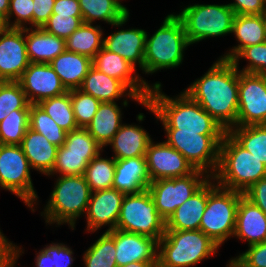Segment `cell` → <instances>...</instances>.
Masks as SVG:
<instances>
[{
  "mask_svg": "<svg viewBox=\"0 0 266 267\" xmlns=\"http://www.w3.org/2000/svg\"><path fill=\"white\" fill-rule=\"evenodd\" d=\"M239 70L231 60L219 58L186 92L228 132L236 127Z\"/></svg>",
  "mask_w": 266,
  "mask_h": 267,
  "instance_id": "1",
  "label": "cell"
},
{
  "mask_svg": "<svg viewBox=\"0 0 266 267\" xmlns=\"http://www.w3.org/2000/svg\"><path fill=\"white\" fill-rule=\"evenodd\" d=\"M161 83L153 84L149 98L141 105L160 120L164 129H178V132H199V134H225L222 126L207 113L186 92L170 97L161 90Z\"/></svg>",
  "mask_w": 266,
  "mask_h": 267,
  "instance_id": "2",
  "label": "cell"
},
{
  "mask_svg": "<svg viewBox=\"0 0 266 267\" xmlns=\"http://www.w3.org/2000/svg\"><path fill=\"white\" fill-rule=\"evenodd\" d=\"M264 177L266 165L226 132L220 144L216 172L211 176L216 184L243 193Z\"/></svg>",
  "mask_w": 266,
  "mask_h": 267,
  "instance_id": "3",
  "label": "cell"
},
{
  "mask_svg": "<svg viewBox=\"0 0 266 267\" xmlns=\"http://www.w3.org/2000/svg\"><path fill=\"white\" fill-rule=\"evenodd\" d=\"M219 247L201 230H165L158 241L157 267L196 266L215 255Z\"/></svg>",
  "mask_w": 266,
  "mask_h": 267,
  "instance_id": "4",
  "label": "cell"
},
{
  "mask_svg": "<svg viewBox=\"0 0 266 267\" xmlns=\"http://www.w3.org/2000/svg\"><path fill=\"white\" fill-rule=\"evenodd\" d=\"M189 45L191 44L182 21L173 13L167 15L160 28L150 38L148 34L146 35L145 74L178 67L182 64L184 50Z\"/></svg>",
  "mask_w": 266,
  "mask_h": 267,
  "instance_id": "5",
  "label": "cell"
},
{
  "mask_svg": "<svg viewBox=\"0 0 266 267\" xmlns=\"http://www.w3.org/2000/svg\"><path fill=\"white\" fill-rule=\"evenodd\" d=\"M41 216L46 224H68L75 229L77 218L84 216L92 194L84 175L59 176Z\"/></svg>",
  "mask_w": 266,
  "mask_h": 267,
  "instance_id": "6",
  "label": "cell"
},
{
  "mask_svg": "<svg viewBox=\"0 0 266 267\" xmlns=\"http://www.w3.org/2000/svg\"><path fill=\"white\" fill-rule=\"evenodd\" d=\"M242 195V192L218 186L212 178L207 181V203L199 230L219 246L234 235L237 207Z\"/></svg>",
  "mask_w": 266,
  "mask_h": 267,
  "instance_id": "7",
  "label": "cell"
},
{
  "mask_svg": "<svg viewBox=\"0 0 266 267\" xmlns=\"http://www.w3.org/2000/svg\"><path fill=\"white\" fill-rule=\"evenodd\" d=\"M175 14L190 44L232 33L235 12L228 4H194Z\"/></svg>",
  "mask_w": 266,
  "mask_h": 267,
  "instance_id": "8",
  "label": "cell"
},
{
  "mask_svg": "<svg viewBox=\"0 0 266 267\" xmlns=\"http://www.w3.org/2000/svg\"><path fill=\"white\" fill-rule=\"evenodd\" d=\"M116 229L146 235L157 241L161 239L165 233V220L158 214L147 189L124 195Z\"/></svg>",
  "mask_w": 266,
  "mask_h": 267,
  "instance_id": "9",
  "label": "cell"
},
{
  "mask_svg": "<svg viewBox=\"0 0 266 267\" xmlns=\"http://www.w3.org/2000/svg\"><path fill=\"white\" fill-rule=\"evenodd\" d=\"M171 147L178 150L195 169L212 176L219 162V148L225 134H199V132H178L165 129Z\"/></svg>",
  "mask_w": 266,
  "mask_h": 267,
  "instance_id": "10",
  "label": "cell"
},
{
  "mask_svg": "<svg viewBox=\"0 0 266 267\" xmlns=\"http://www.w3.org/2000/svg\"><path fill=\"white\" fill-rule=\"evenodd\" d=\"M31 169L21 145L0 144V188L15 194L34 212L38 195L32 183Z\"/></svg>",
  "mask_w": 266,
  "mask_h": 267,
  "instance_id": "11",
  "label": "cell"
},
{
  "mask_svg": "<svg viewBox=\"0 0 266 267\" xmlns=\"http://www.w3.org/2000/svg\"><path fill=\"white\" fill-rule=\"evenodd\" d=\"M210 178L206 172L196 169L184 177L151 181L147 190L155 202L158 214L166 221L177 207L188 200Z\"/></svg>",
  "mask_w": 266,
  "mask_h": 267,
  "instance_id": "12",
  "label": "cell"
},
{
  "mask_svg": "<svg viewBox=\"0 0 266 267\" xmlns=\"http://www.w3.org/2000/svg\"><path fill=\"white\" fill-rule=\"evenodd\" d=\"M266 125V75L239 71L236 126Z\"/></svg>",
  "mask_w": 266,
  "mask_h": 267,
  "instance_id": "13",
  "label": "cell"
},
{
  "mask_svg": "<svg viewBox=\"0 0 266 267\" xmlns=\"http://www.w3.org/2000/svg\"><path fill=\"white\" fill-rule=\"evenodd\" d=\"M145 158L151 181L184 177L196 170L178 150L166 141L155 144L151 140Z\"/></svg>",
  "mask_w": 266,
  "mask_h": 267,
  "instance_id": "14",
  "label": "cell"
},
{
  "mask_svg": "<svg viewBox=\"0 0 266 267\" xmlns=\"http://www.w3.org/2000/svg\"><path fill=\"white\" fill-rule=\"evenodd\" d=\"M18 82L30 104L68 92L49 63L30 62Z\"/></svg>",
  "mask_w": 266,
  "mask_h": 267,
  "instance_id": "15",
  "label": "cell"
},
{
  "mask_svg": "<svg viewBox=\"0 0 266 267\" xmlns=\"http://www.w3.org/2000/svg\"><path fill=\"white\" fill-rule=\"evenodd\" d=\"M29 64L25 28H7L0 34V81H19Z\"/></svg>",
  "mask_w": 266,
  "mask_h": 267,
  "instance_id": "16",
  "label": "cell"
},
{
  "mask_svg": "<svg viewBox=\"0 0 266 267\" xmlns=\"http://www.w3.org/2000/svg\"><path fill=\"white\" fill-rule=\"evenodd\" d=\"M92 66L106 75L122 81L143 102L147 101L152 88L146 80L137 74L136 67L130 62L112 53L104 47L92 59Z\"/></svg>",
  "mask_w": 266,
  "mask_h": 267,
  "instance_id": "17",
  "label": "cell"
},
{
  "mask_svg": "<svg viewBox=\"0 0 266 267\" xmlns=\"http://www.w3.org/2000/svg\"><path fill=\"white\" fill-rule=\"evenodd\" d=\"M108 233L115 240L117 267L132 262H157L158 241L156 239L118 229Z\"/></svg>",
  "mask_w": 266,
  "mask_h": 267,
  "instance_id": "18",
  "label": "cell"
},
{
  "mask_svg": "<svg viewBox=\"0 0 266 267\" xmlns=\"http://www.w3.org/2000/svg\"><path fill=\"white\" fill-rule=\"evenodd\" d=\"M124 193L114 188L94 191L86 212L87 231L95 232L109 226L106 232L116 229Z\"/></svg>",
  "mask_w": 266,
  "mask_h": 267,
  "instance_id": "19",
  "label": "cell"
},
{
  "mask_svg": "<svg viewBox=\"0 0 266 267\" xmlns=\"http://www.w3.org/2000/svg\"><path fill=\"white\" fill-rule=\"evenodd\" d=\"M147 32L143 29H121L104 38L103 47L141 68L144 72V53Z\"/></svg>",
  "mask_w": 266,
  "mask_h": 267,
  "instance_id": "20",
  "label": "cell"
},
{
  "mask_svg": "<svg viewBox=\"0 0 266 267\" xmlns=\"http://www.w3.org/2000/svg\"><path fill=\"white\" fill-rule=\"evenodd\" d=\"M151 183L145 156L116 159L112 188L124 194H137Z\"/></svg>",
  "mask_w": 266,
  "mask_h": 267,
  "instance_id": "21",
  "label": "cell"
},
{
  "mask_svg": "<svg viewBox=\"0 0 266 267\" xmlns=\"http://www.w3.org/2000/svg\"><path fill=\"white\" fill-rule=\"evenodd\" d=\"M233 237L247 241L248 246L266 241V214L244 195L237 207Z\"/></svg>",
  "mask_w": 266,
  "mask_h": 267,
  "instance_id": "22",
  "label": "cell"
},
{
  "mask_svg": "<svg viewBox=\"0 0 266 267\" xmlns=\"http://www.w3.org/2000/svg\"><path fill=\"white\" fill-rule=\"evenodd\" d=\"M79 89L100 102H115L126 96L139 104L143 103L122 81L98 71L93 66L89 69Z\"/></svg>",
  "mask_w": 266,
  "mask_h": 267,
  "instance_id": "23",
  "label": "cell"
},
{
  "mask_svg": "<svg viewBox=\"0 0 266 267\" xmlns=\"http://www.w3.org/2000/svg\"><path fill=\"white\" fill-rule=\"evenodd\" d=\"M151 135L139 125L122 124L112 140L111 146L115 159H128L145 156Z\"/></svg>",
  "mask_w": 266,
  "mask_h": 267,
  "instance_id": "24",
  "label": "cell"
},
{
  "mask_svg": "<svg viewBox=\"0 0 266 267\" xmlns=\"http://www.w3.org/2000/svg\"><path fill=\"white\" fill-rule=\"evenodd\" d=\"M206 203L207 182L168 217L165 230H199Z\"/></svg>",
  "mask_w": 266,
  "mask_h": 267,
  "instance_id": "25",
  "label": "cell"
},
{
  "mask_svg": "<svg viewBox=\"0 0 266 267\" xmlns=\"http://www.w3.org/2000/svg\"><path fill=\"white\" fill-rule=\"evenodd\" d=\"M21 147L32 169L46 176L52 172L58 147L50 143L44 135L28 128Z\"/></svg>",
  "mask_w": 266,
  "mask_h": 267,
  "instance_id": "26",
  "label": "cell"
},
{
  "mask_svg": "<svg viewBox=\"0 0 266 267\" xmlns=\"http://www.w3.org/2000/svg\"><path fill=\"white\" fill-rule=\"evenodd\" d=\"M27 56L32 63H50L66 50L65 40L42 28H25Z\"/></svg>",
  "mask_w": 266,
  "mask_h": 267,
  "instance_id": "27",
  "label": "cell"
},
{
  "mask_svg": "<svg viewBox=\"0 0 266 267\" xmlns=\"http://www.w3.org/2000/svg\"><path fill=\"white\" fill-rule=\"evenodd\" d=\"M49 64L69 91L81 87L85 76L92 67V59L88 56L65 50Z\"/></svg>",
  "mask_w": 266,
  "mask_h": 267,
  "instance_id": "28",
  "label": "cell"
},
{
  "mask_svg": "<svg viewBox=\"0 0 266 267\" xmlns=\"http://www.w3.org/2000/svg\"><path fill=\"white\" fill-rule=\"evenodd\" d=\"M232 33L238 45L220 58L232 60L243 48L266 42L265 27L260 15H235Z\"/></svg>",
  "mask_w": 266,
  "mask_h": 267,
  "instance_id": "29",
  "label": "cell"
},
{
  "mask_svg": "<svg viewBox=\"0 0 266 267\" xmlns=\"http://www.w3.org/2000/svg\"><path fill=\"white\" fill-rule=\"evenodd\" d=\"M83 22L101 20L114 27H121L129 19V9L119 0H78Z\"/></svg>",
  "mask_w": 266,
  "mask_h": 267,
  "instance_id": "30",
  "label": "cell"
},
{
  "mask_svg": "<svg viewBox=\"0 0 266 267\" xmlns=\"http://www.w3.org/2000/svg\"><path fill=\"white\" fill-rule=\"evenodd\" d=\"M116 102H101L91 123L86 127L89 134L104 148L122 125V112Z\"/></svg>",
  "mask_w": 266,
  "mask_h": 267,
  "instance_id": "31",
  "label": "cell"
},
{
  "mask_svg": "<svg viewBox=\"0 0 266 267\" xmlns=\"http://www.w3.org/2000/svg\"><path fill=\"white\" fill-rule=\"evenodd\" d=\"M103 35L100 25L83 23L65 40L66 50L93 59L103 48Z\"/></svg>",
  "mask_w": 266,
  "mask_h": 267,
  "instance_id": "32",
  "label": "cell"
},
{
  "mask_svg": "<svg viewBox=\"0 0 266 267\" xmlns=\"http://www.w3.org/2000/svg\"><path fill=\"white\" fill-rule=\"evenodd\" d=\"M228 133L266 165V125L236 126Z\"/></svg>",
  "mask_w": 266,
  "mask_h": 267,
  "instance_id": "33",
  "label": "cell"
},
{
  "mask_svg": "<svg viewBox=\"0 0 266 267\" xmlns=\"http://www.w3.org/2000/svg\"><path fill=\"white\" fill-rule=\"evenodd\" d=\"M38 104L65 132L78 129L71 103V90L60 96L42 100Z\"/></svg>",
  "mask_w": 266,
  "mask_h": 267,
  "instance_id": "34",
  "label": "cell"
},
{
  "mask_svg": "<svg viewBox=\"0 0 266 267\" xmlns=\"http://www.w3.org/2000/svg\"><path fill=\"white\" fill-rule=\"evenodd\" d=\"M100 155L89 162L84 173L86 182L92 192L111 189L113 185L116 159L114 157L103 158Z\"/></svg>",
  "mask_w": 266,
  "mask_h": 267,
  "instance_id": "35",
  "label": "cell"
},
{
  "mask_svg": "<svg viewBox=\"0 0 266 267\" xmlns=\"http://www.w3.org/2000/svg\"><path fill=\"white\" fill-rule=\"evenodd\" d=\"M29 128L44 135L57 147L62 146L66 140L67 132L59 127L39 104H30Z\"/></svg>",
  "mask_w": 266,
  "mask_h": 267,
  "instance_id": "36",
  "label": "cell"
},
{
  "mask_svg": "<svg viewBox=\"0 0 266 267\" xmlns=\"http://www.w3.org/2000/svg\"><path fill=\"white\" fill-rule=\"evenodd\" d=\"M101 153L68 152L63 145L58 147L52 172L48 175H84L89 162Z\"/></svg>",
  "mask_w": 266,
  "mask_h": 267,
  "instance_id": "37",
  "label": "cell"
},
{
  "mask_svg": "<svg viewBox=\"0 0 266 267\" xmlns=\"http://www.w3.org/2000/svg\"><path fill=\"white\" fill-rule=\"evenodd\" d=\"M114 238L104 232L83 254L85 267H117Z\"/></svg>",
  "mask_w": 266,
  "mask_h": 267,
  "instance_id": "38",
  "label": "cell"
},
{
  "mask_svg": "<svg viewBox=\"0 0 266 267\" xmlns=\"http://www.w3.org/2000/svg\"><path fill=\"white\" fill-rule=\"evenodd\" d=\"M30 110H13L0 122V144L21 145L29 128Z\"/></svg>",
  "mask_w": 266,
  "mask_h": 267,
  "instance_id": "39",
  "label": "cell"
},
{
  "mask_svg": "<svg viewBox=\"0 0 266 267\" xmlns=\"http://www.w3.org/2000/svg\"><path fill=\"white\" fill-rule=\"evenodd\" d=\"M13 110H30V103L18 81H0V122Z\"/></svg>",
  "mask_w": 266,
  "mask_h": 267,
  "instance_id": "40",
  "label": "cell"
},
{
  "mask_svg": "<svg viewBox=\"0 0 266 267\" xmlns=\"http://www.w3.org/2000/svg\"><path fill=\"white\" fill-rule=\"evenodd\" d=\"M71 103L78 128H86L92 121L101 102L80 89L71 90Z\"/></svg>",
  "mask_w": 266,
  "mask_h": 267,
  "instance_id": "41",
  "label": "cell"
},
{
  "mask_svg": "<svg viewBox=\"0 0 266 267\" xmlns=\"http://www.w3.org/2000/svg\"><path fill=\"white\" fill-rule=\"evenodd\" d=\"M242 58L248 64L240 70L239 59ZM231 61L240 72L266 75V42L243 48Z\"/></svg>",
  "mask_w": 266,
  "mask_h": 267,
  "instance_id": "42",
  "label": "cell"
},
{
  "mask_svg": "<svg viewBox=\"0 0 266 267\" xmlns=\"http://www.w3.org/2000/svg\"><path fill=\"white\" fill-rule=\"evenodd\" d=\"M63 146L68 149V152H103V147L89 134L86 128H78L67 133Z\"/></svg>",
  "mask_w": 266,
  "mask_h": 267,
  "instance_id": "43",
  "label": "cell"
},
{
  "mask_svg": "<svg viewBox=\"0 0 266 267\" xmlns=\"http://www.w3.org/2000/svg\"><path fill=\"white\" fill-rule=\"evenodd\" d=\"M83 23L82 16L52 14L42 29L49 34L66 40Z\"/></svg>",
  "mask_w": 266,
  "mask_h": 267,
  "instance_id": "44",
  "label": "cell"
},
{
  "mask_svg": "<svg viewBox=\"0 0 266 267\" xmlns=\"http://www.w3.org/2000/svg\"><path fill=\"white\" fill-rule=\"evenodd\" d=\"M14 16L15 20L11 22ZM6 23L8 28L23 29L27 23L33 28V0H10Z\"/></svg>",
  "mask_w": 266,
  "mask_h": 267,
  "instance_id": "45",
  "label": "cell"
},
{
  "mask_svg": "<svg viewBox=\"0 0 266 267\" xmlns=\"http://www.w3.org/2000/svg\"><path fill=\"white\" fill-rule=\"evenodd\" d=\"M231 267H266V241L248 246V250L228 261Z\"/></svg>",
  "mask_w": 266,
  "mask_h": 267,
  "instance_id": "46",
  "label": "cell"
},
{
  "mask_svg": "<svg viewBox=\"0 0 266 267\" xmlns=\"http://www.w3.org/2000/svg\"><path fill=\"white\" fill-rule=\"evenodd\" d=\"M43 250L51 255L54 267H71L75 258L71 248L64 243H51L43 248Z\"/></svg>",
  "mask_w": 266,
  "mask_h": 267,
  "instance_id": "47",
  "label": "cell"
},
{
  "mask_svg": "<svg viewBox=\"0 0 266 267\" xmlns=\"http://www.w3.org/2000/svg\"><path fill=\"white\" fill-rule=\"evenodd\" d=\"M21 249L13 242L8 241V238L2 233L0 235V267H14L22 255L21 253H24Z\"/></svg>",
  "mask_w": 266,
  "mask_h": 267,
  "instance_id": "48",
  "label": "cell"
},
{
  "mask_svg": "<svg viewBox=\"0 0 266 267\" xmlns=\"http://www.w3.org/2000/svg\"><path fill=\"white\" fill-rule=\"evenodd\" d=\"M56 0H33V27L42 28L52 15Z\"/></svg>",
  "mask_w": 266,
  "mask_h": 267,
  "instance_id": "49",
  "label": "cell"
},
{
  "mask_svg": "<svg viewBox=\"0 0 266 267\" xmlns=\"http://www.w3.org/2000/svg\"><path fill=\"white\" fill-rule=\"evenodd\" d=\"M228 5L236 15H260L266 9L264 0H235Z\"/></svg>",
  "mask_w": 266,
  "mask_h": 267,
  "instance_id": "50",
  "label": "cell"
},
{
  "mask_svg": "<svg viewBox=\"0 0 266 267\" xmlns=\"http://www.w3.org/2000/svg\"><path fill=\"white\" fill-rule=\"evenodd\" d=\"M243 195L266 214V177L252 184Z\"/></svg>",
  "mask_w": 266,
  "mask_h": 267,
  "instance_id": "51",
  "label": "cell"
},
{
  "mask_svg": "<svg viewBox=\"0 0 266 267\" xmlns=\"http://www.w3.org/2000/svg\"><path fill=\"white\" fill-rule=\"evenodd\" d=\"M52 14L82 16L78 0H56Z\"/></svg>",
  "mask_w": 266,
  "mask_h": 267,
  "instance_id": "52",
  "label": "cell"
},
{
  "mask_svg": "<svg viewBox=\"0 0 266 267\" xmlns=\"http://www.w3.org/2000/svg\"><path fill=\"white\" fill-rule=\"evenodd\" d=\"M35 260L36 267H54L51 255L46 253L43 249L38 251Z\"/></svg>",
  "mask_w": 266,
  "mask_h": 267,
  "instance_id": "53",
  "label": "cell"
},
{
  "mask_svg": "<svg viewBox=\"0 0 266 267\" xmlns=\"http://www.w3.org/2000/svg\"><path fill=\"white\" fill-rule=\"evenodd\" d=\"M10 0H0V16L5 20L8 16Z\"/></svg>",
  "mask_w": 266,
  "mask_h": 267,
  "instance_id": "54",
  "label": "cell"
},
{
  "mask_svg": "<svg viewBox=\"0 0 266 267\" xmlns=\"http://www.w3.org/2000/svg\"><path fill=\"white\" fill-rule=\"evenodd\" d=\"M119 267H157V262H132Z\"/></svg>",
  "mask_w": 266,
  "mask_h": 267,
  "instance_id": "55",
  "label": "cell"
},
{
  "mask_svg": "<svg viewBox=\"0 0 266 267\" xmlns=\"http://www.w3.org/2000/svg\"><path fill=\"white\" fill-rule=\"evenodd\" d=\"M8 28L6 20L0 16V34L3 33Z\"/></svg>",
  "mask_w": 266,
  "mask_h": 267,
  "instance_id": "56",
  "label": "cell"
},
{
  "mask_svg": "<svg viewBox=\"0 0 266 267\" xmlns=\"http://www.w3.org/2000/svg\"><path fill=\"white\" fill-rule=\"evenodd\" d=\"M261 17L264 23V27H265V36H266V9L261 13Z\"/></svg>",
  "mask_w": 266,
  "mask_h": 267,
  "instance_id": "57",
  "label": "cell"
}]
</instances>
